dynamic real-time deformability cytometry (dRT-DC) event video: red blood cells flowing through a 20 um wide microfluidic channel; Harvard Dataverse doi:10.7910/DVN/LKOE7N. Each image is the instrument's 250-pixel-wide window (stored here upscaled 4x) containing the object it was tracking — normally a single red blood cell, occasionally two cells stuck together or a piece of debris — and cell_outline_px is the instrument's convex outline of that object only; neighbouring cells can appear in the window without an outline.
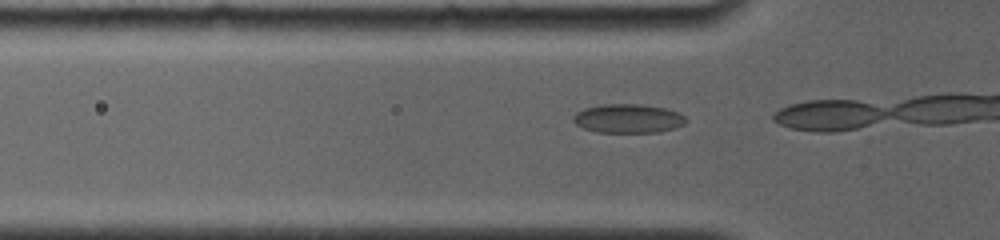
{"species": "common noctule bat (a hibernating species)", "species_latin": "Nyctalus noctula", "temperature_condition": "room temperature", "stored_images_in_passage": 3, "camera_frame_rate_fps": 4000, "um_per_image_px": 0.085, "animal": {"sex": "female", "body_mass_g": 19.0, "forearm_length_mm": 56.7}, "frame": {"image": 1, "passage_image": 2, "time_ms": 0.25, "image_size_px": [1000, 240], "cell_outline_px": [[688, 120], [684, 124], [660, 132], [596, 132], [584, 128], [576, 124], [572, 120], [572, 116], [576, 112], [584, 108], [604, 104], [640, 104], [664, 108], [680, 112]], "centroid_in_image_um": [53.38, 10.07], "position_along_channel_um": 72.4, "area_um2": 19.02}}